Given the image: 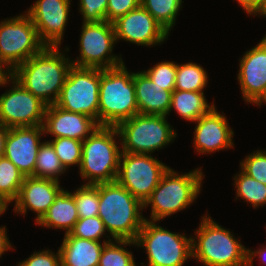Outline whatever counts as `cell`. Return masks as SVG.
<instances>
[{
    "instance_id": "obj_1",
    "label": "cell",
    "mask_w": 266,
    "mask_h": 266,
    "mask_svg": "<svg viewBox=\"0 0 266 266\" xmlns=\"http://www.w3.org/2000/svg\"><path fill=\"white\" fill-rule=\"evenodd\" d=\"M60 47L45 46L39 53L18 65L12 77L45 104H55L72 67Z\"/></svg>"
},
{
    "instance_id": "obj_2",
    "label": "cell",
    "mask_w": 266,
    "mask_h": 266,
    "mask_svg": "<svg viewBox=\"0 0 266 266\" xmlns=\"http://www.w3.org/2000/svg\"><path fill=\"white\" fill-rule=\"evenodd\" d=\"M142 210L143 203L117 181L99 183L98 216L113 240H136L146 219Z\"/></svg>"
},
{
    "instance_id": "obj_3",
    "label": "cell",
    "mask_w": 266,
    "mask_h": 266,
    "mask_svg": "<svg viewBox=\"0 0 266 266\" xmlns=\"http://www.w3.org/2000/svg\"><path fill=\"white\" fill-rule=\"evenodd\" d=\"M137 114L134 72L130 73L124 63L100 69L98 124L116 127Z\"/></svg>"
},
{
    "instance_id": "obj_4",
    "label": "cell",
    "mask_w": 266,
    "mask_h": 266,
    "mask_svg": "<svg viewBox=\"0 0 266 266\" xmlns=\"http://www.w3.org/2000/svg\"><path fill=\"white\" fill-rule=\"evenodd\" d=\"M191 238L192 258L205 266H247V248L207 214Z\"/></svg>"
},
{
    "instance_id": "obj_5",
    "label": "cell",
    "mask_w": 266,
    "mask_h": 266,
    "mask_svg": "<svg viewBox=\"0 0 266 266\" xmlns=\"http://www.w3.org/2000/svg\"><path fill=\"white\" fill-rule=\"evenodd\" d=\"M203 174L201 168H196L179 175L169 167L152 194L143 203L145 209L149 205L152 207L150 221H160L195 202L201 192Z\"/></svg>"
},
{
    "instance_id": "obj_6",
    "label": "cell",
    "mask_w": 266,
    "mask_h": 266,
    "mask_svg": "<svg viewBox=\"0 0 266 266\" xmlns=\"http://www.w3.org/2000/svg\"><path fill=\"white\" fill-rule=\"evenodd\" d=\"M119 133L116 127L99 126L82 141V156L79 172L84 184H99L116 181L121 147L116 143Z\"/></svg>"
},
{
    "instance_id": "obj_7",
    "label": "cell",
    "mask_w": 266,
    "mask_h": 266,
    "mask_svg": "<svg viewBox=\"0 0 266 266\" xmlns=\"http://www.w3.org/2000/svg\"><path fill=\"white\" fill-rule=\"evenodd\" d=\"M164 115H134L116 129L122 152L150 154L174 142L177 136ZM172 141V142H171Z\"/></svg>"
},
{
    "instance_id": "obj_8",
    "label": "cell",
    "mask_w": 266,
    "mask_h": 266,
    "mask_svg": "<svg viewBox=\"0 0 266 266\" xmlns=\"http://www.w3.org/2000/svg\"><path fill=\"white\" fill-rule=\"evenodd\" d=\"M145 219L135 240L137 247L146 250L148 266H183L192 258L191 238L157 226Z\"/></svg>"
},
{
    "instance_id": "obj_9",
    "label": "cell",
    "mask_w": 266,
    "mask_h": 266,
    "mask_svg": "<svg viewBox=\"0 0 266 266\" xmlns=\"http://www.w3.org/2000/svg\"><path fill=\"white\" fill-rule=\"evenodd\" d=\"M44 47L26 12L0 22V60L11 71Z\"/></svg>"
},
{
    "instance_id": "obj_10",
    "label": "cell",
    "mask_w": 266,
    "mask_h": 266,
    "mask_svg": "<svg viewBox=\"0 0 266 266\" xmlns=\"http://www.w3.org/2000/svg\"><path fill=\"white\" fill-rule=\"evenodd\" d=\"M100 69L72 65L55 105L88 115L98 123Z\"/></svg>"
},
{
    "instance_id": "obj_11",
    "label": "cell",
    "mask_w": 266,
    "mask_h": 266,
    "mask_svg": "<svg viewBox=\"0 0 266 266\" xmlns=\"http://www.w3.org/2000/svg\"><path fill=\"white\" fill-rule=\"evenodd\" d=\"M79 58L72 60L77 67L108 69L123 64L121 56L112 54L116 37L111 22H83Z\"/></svg>"
},
{
    "instance_id": "obj_12",
    "label": "cell",
    "mask_w": 266,
    "mask_h": 266,
    "mask_svg": "<svg viewBox=\"0 0 266 266\" xmlns=\"http://www.w3.org/2000/svg\"><path fill=\"white\" fill-rule=\"evenodd\" d=\"M168 168L150 154L122 152L116 181L144 203Z\"/></svg>"
},
{
    "instance_id": "obj_13",
    "label": "cell",
    "mask_w": 266,
    "mask_h": 266,
    "mask_svg": "<svg viewBox=\"0 0 266 266\" xmlns=\"http://www.w3.org/2000/svg\"><path fill=\"white\" fill-rule=\"evenodd\" d=\"M10 82V90L0 95V124L8 128L43 125L47 104L13 77Z\"/></svg>"
},
{
    "instance_id": "obj_14",
    "label": "cell",
    "mask_w": 266,
    "mask_h": 266,
    "mask_svg": "<svg viewBox=\"0 0 266 266\" xmlns=\"http://www.w3.org/2000/svg\"><path fill=\"white\" fill-rule=\"evenodd\" d=\"M70 0H36L26 14L45 46L60 47L70 11Z\"/></svg>"
},
{
    "instance_id": "obj_15",
    "label": "cell",
    "mask_w": 266,
    "mask_h": 266,
    "mask_svg": "<svg viewBox=\"0 0 266 266\" xmlns=\"http://www.w3.org/2000/svg\"><path fill=\"white\" fill-rule=\"evenodd\" d=\"M116 42L124 40L137 45L153 46L162 44L169 33L142 6L112 22Z\"/></svg>"
},
{
    "instance_id": "obj_16",
    "label": "cell",
    "mask_w": 266,
    "mask_h": 266,
    "mask_svg": "<svg viewBox=\"0 0 266 266\" xmlns=\"http://www.w3.org/2000/svg\"><path fill=\"white\" fill-rule=\"evenodd\" d=\"M237 80L242 98L259 105L266 97V35L240 59Z\"/></svg>"
},
{
    "instance_id": "obj_17",
    "label": "cell",
    "mask_w": 266,
    "mask_h": 266,
    "mask_svg": "<svg viewBox=\"0 0 266 266\" xmlns=\"http://www.w3.org/2000/svg\"><path fill=\"white\" fill-rule=\"evenodd\" d=\"M42 125L11 127L8 130L3 157L10 160L25 176H33L42 135Z\"/></svg>"
},
{
    "instance_id": "obj_18",
    "label": "cell",
    "mask_w": 266,
    "mask_h": 266,
    "mask_svg": "<svg viewBox=\"0 0 266 266\" xmlns=\"http://www.w3.org/2000/svg\"><path fill=\"white\" fill-rule=\"evenodd\" d=\"M42 126L44 133L53 135L54 138L84 141L100 125L88 115L69 112L52 104L47 105Z\"/></svg>"
},
{
    "instance_id": "obj_19",
    "label": "cell",
    "mask_w": 266,
    "mask_h": 266,
    "mask_svg": "<svg viewBox=\"0 0 266 266\" xmlns=\"http://www.w3.org/2000/svg\"><path fill=\"white\" fill-rule=\"evenodd\" d=\"M194 129V148L199 154L214 153L229 149L233 143L234 132L229 126L225 115L216 110L214 106L207 114L202 115Z\"/></svg>"
},
{
    "instance_id": "obj_20",
    "label": "cell",
    "mask_w": 266,
    "mask_h": 266,
    "mask_svg": "<svg viewBox=\"0 0 266 266\" xmlns=\"http://www.w3.org/2000/svg\"><path fill=\"white\" fill-rule=\"evenodd\" d=\"M62 189L58 181L25 176L18 196L13 201L14 211L22 215H25L28 209L34 211L37 214L35 221L38 223Z\"/></svg>"
},
{
    "instance_id": "obj_21",
    "label": "cell",
    "mask_w": 266,
    "mask_h": 266,
    "mask_svg": "<svg viewBox=\"0 0 266 266\" xmlns=\"http://www.w3.org/2000/svg\"><path fill=\"white\" fill-rule=\"evenodd\" d=\"M136 102L141 115H169L172 92L162 88L143 72H134Z\"/></svg>"
},
{
    "instance_id": "obj_22",
    "label": "cell",
    "mask_w": 266,
    "mask_h": 266,
    "mask_svg": "<svg viewBox=\"0 0 266 266\" xmlns=\"http://www.w3.org/2000/svg\"><path fill=\"white\" fill-rule=\"evenodd\" d=\"M106 237L108 240L101 244L98 241L65 234L59 248L61 266H98L105 243L113 240L109 236Z\"/></svg>"
},
{
    "instance_id": "obj_23",
    "label": "cell",
    "mask_w": 266,
    "mask_h": 266,
    "mask_svg": "<svg viewBox=\"0 0 266 266\" xmlns=\"http://www.w3.org/2000/svg\"><path fill=\"white\" fill-rule=\"evenodd\" d=\"M79 216L76 203L69 191L62 189L55 197V201L50 205L46 214L36 223L46 228L66 230L69 233Z\"/></svg>"
},
{
    "instance_id": "obj_24",
    "label": "cell",
    "mask_w": 266,
    "mask_h": 266,
    "mask_svg": "<svg viewBox=\"0 0 266 266\" xmlns=\"http://www.w3.org/2000/svg\"><path fill=\"white\" fill-rule=\"evenodd\" d=\"M214 106V103L211 105L207 103L204 91L195 92L174 89L169 113L174 108L183 120L195 122L202 115L207 114Z\"/></svg>"
},
{
    "instance_id": "obj_25",
    "label": "cell",
    "mask_w": 266,
    "mask_h": 266,
    "mask_svg": "<svg viewBox=\"0 0 266 266\" xmlns=\"http://www.w3.org/2000/svg\"><path fill=\"white\" fill-rule=\"evenodd\" d=\"M65 171L67 170L59 160L52 145L48 141H43L37 154L34 177L60 182L59 176Z\"/></svg>"
},
{
    "instance_id": "obj_26",
    "label": "cell",
    "mask_w": 266,
    "mask_h": 266,
    "mask_svg": "<svg viewBox=\"0 0 266 266\" xmlns=\"http://www.w3.org/2000/svg\"><path fill=\"white\" fill-rule=\"evenodd\" d=\"M208 75L200 64L188 62L177 64V74L175 78V90L183 91H203L208 83Z\"/></svg>"
},
{
    "instance_id": "obj_27",
    "label": "cell",
    "mask_w": 266,
    "mask_h": 266,
    "mask_svg": "<svg viewBox=\"0 0 266 266\" xmlns=\"http://www.w3.org/2000/svg\"><path fill=\"white\" fill-rule=\"evenodd\" d=\"M236 199L239 197L257 208L266 204V185L248 176L242 170L234 175Z\"/></svg>"
},
{
    "instance_id": "obj_28",
    "label": "cell",
    "mask_w": 266,
    "mask_h": 266,
    "mask_svg": "<svg viewBox=\"0 0 266 266\" xmlns=\"http://www.w3.org/2000/svg\"><path fill=\"white\" fill-rule=\"evenodd\" d=\"M25 175L8 159L0 158V196L12 203L18 196Z\"/></svg>"
},
{
    "instance_id": "obj_29",
    "label": "cell",
    "mask_w": 266,
    "mask_h": 266,
    "mask_svg": "<svg viewBox=\"0 0 266 266\" xmlns=\"http://www.w3.org/2000/svg\"><path fill=\"white\" fill-rule=\"evenodd\" d=\"M182 2V0H141V6L169 33L175 25L179 10H182Z\"/></svg>"
},
{
    "instance_id": "obj_30",
    "label": "cell",
    "mask_w": 266,
    "mask_h": 266,
    "mask_svg": "<svg viewBox=\"0 0 266 266\" xmlns=\"http://www.w3.org/2000/svg\"><path fill=\"white\" fill-rule=\"evenodd\" d=\"M114 241V242H113ZM136 246L132 240H112L105 243L98 266H136L131 251L124 248L130 245Z\"/></svg>"
},
{
    "instance_id": "obj_31",
    "label": "cell",
    "mask_w": 266,
    "mask_h": 266,
    "mask_svg": "<svg viewBox=\"0 0 266 266\" xmlns=\"http://www.w3.org/2000/svg\"><path fill=\"white\" fill-rule=\"evenodd\" d=\"M79 218L98 216L99 212V184H81L73 193Z\"/></svg>"
},
{
    "instance_id": "obj_32",
    "label": "cell",
    "mask_w": 266,
    "mask_h": 266,
    "mask_svg": "<svg viewBox=\"0 0 266 266\" xmlns=\"http://www.w3.org/2000/svg\"><path fill=\"white\" fill-rule=\"evenodd\" d=\"M59 160L67 170L72 165L80 166L82 156V141L61 137L48 141Z\"/></svg>"
},
{
    "instance_id": "obj_33",
    "label": "cell",
    "mask_w": 266,
    "mask_h": 266,
    "mask_svg": "<svg viewBox=\"0 0 266 266\" xmlns=\"http://www.w3.org/2000/svg\"><path fill=\"white\" fill-rule=\"evenodd\" d=\"M69 234L81 239L101 242V237L107 233L101 218L95 216L79 218Z\"/></svg>"
},
{
    "instance_id": "obj_34",
    "label": "cell",
    "mask_w": 266,
    "mask_h": 266,
    "mask_svg": "<svg viewBox=\"0 0 266 266\" xmlns=\"http://www.w3.org/2000/svg\"><path fill=\"white\" fill-rule=\"evenodd\" d=\"M143 72L152 82L162 86L163 89L168 91L175 89V78L177 74V64L175 62L163 61Z\"/></svg>"
},
{
    "instance_id": "obj_35",
    "label": "cell",
    "mask_w": 266,
    "mask_h": 266,
    "mask_svg": "<svg viewBox=\"0 0 266 266\" xmlns=\"http://www.w3.org/2000/svg\"><path fill=\"white\" fill-rule=\"evenodd\" d=\"M240 169L248 176L266 185V151L256 150L240 161Z\"/></svg>"
},
{
    "instance_id": "obj_36",
    "label": "cell",
    "mask_w": 266,
    "mask_h": 266,
    "mask_svg": "<svg viewBox=\"0 0 266 266\" xmlns=\"http://www.w3.org/2000/svg\"><path fill=\"white\" fill-rule=\"evenodd\" d=\"M79 1V11L84 22H102L106 20L108 0Z\"/></svg>"
},
{
    "instance_id": "obj_37",
    "label": "cell",
    "mask_w": 266,
    "mask_h": 266,
    "mask_svg": "<svg viewBox=\"0 0 266 266\" xmlns=\"http://www.w3.org/2000/svg\"><path fill=\"white\" fill-rule=\"evenodd\" d=\"M140 6L141 0H108L106 21L112 23L117 18Z\"/></svg>"
},
{
    "instance_id": "obj_38",
    "label": "cell",
    "mask_w": 266,
    "mask_h": 266,
    "mask_svg": "<svg viewBox=\"0 0 266 266\" xmlns=\"http://www.w3.org/2000/svg\"><path fill=\"white\" fill-rule=\"evenodd\" d=\"M17 264V266H61L60 252L59 249L56 254L49 249L35 251L29 258Z\"/></svg>"
},
{
    "instance_id": "obj_39",
    "label": "cell",
    "mask_w": 266,
    "mask_h": 266,
    "mask_svg": "<svg viewBox=\"0 0 266 266\" xmlns=\"http://www.w3.org/2000/svg\"><path fill=\"white\" fill-rule=\"evenodd\" d=\"M263 0H237L242 9L249 15H255L262 6Z\"/></svg>"
},
{
    "instance_id": "obj_40",
    "label": "cell",
    "mask_w": 266,
    "mask_h": 266,
    "mask_svg": "<svg viewBox=\"0 0 266 266\" xmlns=\"http://www.w3.org/2000/svg\"><path fill=\"white\" fill-rule=\"evenodd\" d=\"M255 256H258L263 263H266V247L262 246L257 251H251V249H247V266H253V259Z\"/></svg>"
},
{
    "instance_id": "obj_41",
    "label": "cell",
    "mask_w": 266,
    "mask_h": 266,
    "mask_svg": "<svg viewBox=\"0 0 266 266\" xmlns=\"http://www.w3.org/2000/svg\"><path fill=\"white\" fill-rule=\"evenodd\" d=\"M6 230V226L0 227V258L4 252H7V250H10V248L12 250L13 248V246L10 244Z\"/></svg>"
},
{
    "instance_id": "obj_42",
    "label": "cell",
    "mask_w": 266,
    "mask_h": 266,
    "mask_svg": "<svg viewBox=\"0 0 266 266\" xmlns=\"http://www.w3.org/2000/svg\"><path fill=\"white\" fill-rule=\"evenodd\" d=\"M11 77L12 71L0 60V86H7V84L10 83Z\"/></svg>"
},
{
    "instance_id": "obj_43",
    "label": "cell",
    "mask_w": 266,
    "mask_h": 266,
    "mask_svg": "<svg viewBox=\"0 0 266 266\" xmlns=\"http://www.w3.org/2000/svg\"><path fill=\"white\" fill-rule=\"evenodd\" d=\"M8 130H9L8 127H5L2 124H0V156H2V157L4 154V150H5V144H6Z\"/></svg>"
},
{
    "instance_id": "obj_44",
    "label": "cell",
    "mask_w": 266,
    "mask_h": 266,
    "mask_svg": "<svg viewBox=\"0 0 266 266\" xmlns=\"http://www.w3.org/2000/svg\"><path fill=\"white\" fill-rule=\"evenodd\" d=\"M9 203H7L1 196H0V215L6 211Z\"/></svg>"
},
{
    "instance_id": "obj_45",
    "label": "cell",
    "mask_w": 266,
    "mask_h": 266,
    "mask_svg": "<svg viewBox=\"0 0 266 266\" xmlns=\"http://www.w3.org/2000/svg\"><path fill=\"white\" fill-rule=\"evenodd\" d=\"M256 15L266 17V0L262 1L261 9L254 16Z\"/></svg>"
},
{
    "instance_id": "obj_46",
    "label": "cell",
    "mask_w": 266,
    "mask_h": 266,
    "mask_svg": "<svg viewBox=\"0 0 266 266\" xmlns=\"http://www.w3.org/2000/svg\"><path fill=\"white\" fill-rule=\"evenodd\" d=\"M262 103H265L266 104V97L264 98V100L258 106H261Z\"/></svg>"
}]
</instances>
